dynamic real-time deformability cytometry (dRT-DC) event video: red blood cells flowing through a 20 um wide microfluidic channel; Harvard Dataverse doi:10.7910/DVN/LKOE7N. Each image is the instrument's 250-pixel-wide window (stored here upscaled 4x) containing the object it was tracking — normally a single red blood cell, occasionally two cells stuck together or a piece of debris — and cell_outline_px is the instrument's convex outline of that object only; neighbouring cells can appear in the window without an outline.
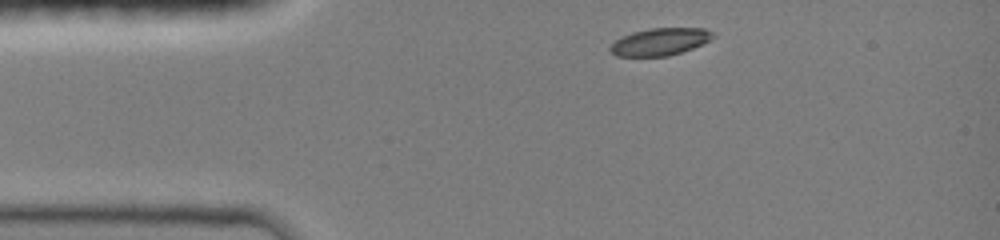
{"species": "common noctule bat (a hibernating species)", "species_latin": "Nyctalus noctula", "temperature_condition": "room temperature", "stored_images_in_passage": 7, "camera_frame_rate_fps": 3000, "um_per_image_px": 0.085, "animal": {"sex": "female", "body_mass_g": 19.0, "forearm_length_mm": 51.5}, "frame": {"image": 1, "passage_image": 1, "time_ms": 0.0, "image_size_px": [1000, 240], "cell_outline_px": [[716, 36], [692, 48], [668, 56], [616, 56], [608, 48], [616, 40], [632, 32], [648, 28], [704, 28], [712, 32]], "centroid_in_image_um": [56.08, 3.54], "position_along_channel_um": 28.9, "area_um2": 16.13}}